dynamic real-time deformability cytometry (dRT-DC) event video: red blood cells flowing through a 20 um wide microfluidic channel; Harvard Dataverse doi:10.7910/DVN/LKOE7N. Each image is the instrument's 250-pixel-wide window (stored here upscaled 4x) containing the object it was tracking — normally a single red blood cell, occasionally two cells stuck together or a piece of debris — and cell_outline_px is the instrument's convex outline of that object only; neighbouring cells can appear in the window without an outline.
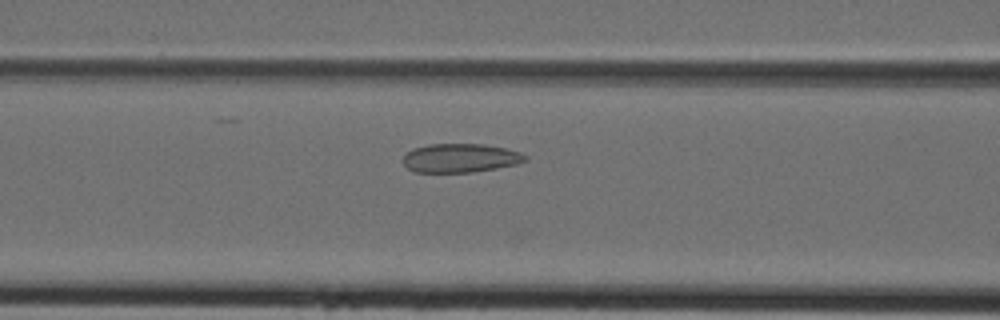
{"species": "Egyptian fruit bat (a non-hibernating species)", "species_latin": "Rousettus aegyptiacus", "temperature_condition": "cold", "stored_images_in_passage": 27, "camera_frame_rate_fps": 3000, "um_per_image_px": 0.085, "animal": {"sex": "female"}, "frame": {"image": 1, "passage_image": 6, "time_ms": 1.667, "image_size_px": [1000, 320], "cell_outline_px": [[528, 160], [516, 164], [496, 168], [472, 172], [416, 172], [408, 168], [404, 164], [404, 156], [412, 148], [428, 144], [484, 144], [504, 148], [520, 152], [528, 156]], "centroid_in_image_um": [39.14, 13.43], "position_along_channel_um": 127.5, "area_um2": 20.46}}
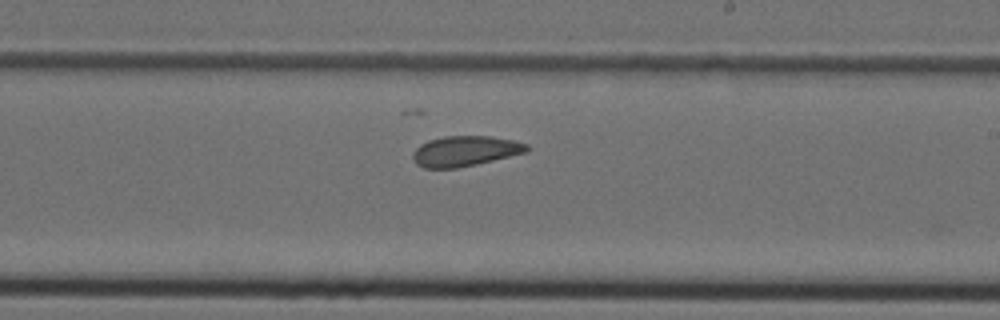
{"frame": {"image": 2, "passage_image": 14, "time_ms": 4.333, "image_size_px": [1000, 320], "cell_outline_px": [[528, 152], [476, 164], [456, 168], [424, 168], [416, 164], [412, 156], [412, 152], [420, 144], [428, 140], [444, 136], [492, 136], [512, 140], [528, 144]], "centroid_in_image_um": [39.51, 12.84], "position_along_channel_um": 249.5, "area_um2": 20.17}}
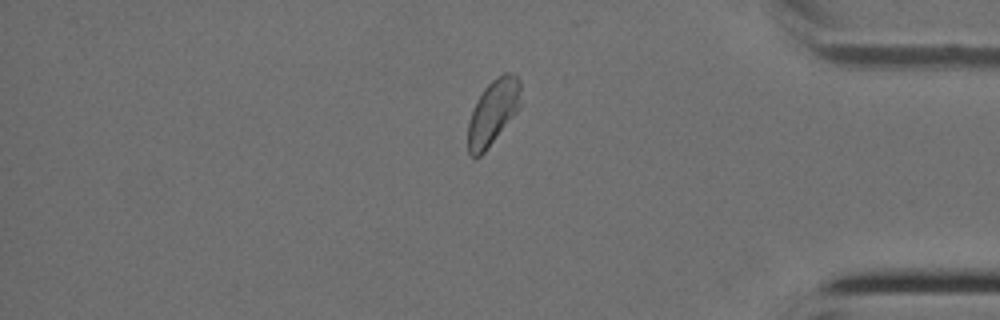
{"frame": {"image": 3, "passage_image": 25, "time_ms": 8.0, "image_size_px": [1000, 320], "cell_outline_px": [[520, 108], [484, 152], [480, 156], [472, 156], [468, 152], [468, 124], [476, 100], [484, 88], [496, 76], [504, 72], [512, 72], [520, 80]], "centroid_in_image_um": [41.91, 9.49], "position_along_channel_um": 393.3, "area_um2": 19.88}}